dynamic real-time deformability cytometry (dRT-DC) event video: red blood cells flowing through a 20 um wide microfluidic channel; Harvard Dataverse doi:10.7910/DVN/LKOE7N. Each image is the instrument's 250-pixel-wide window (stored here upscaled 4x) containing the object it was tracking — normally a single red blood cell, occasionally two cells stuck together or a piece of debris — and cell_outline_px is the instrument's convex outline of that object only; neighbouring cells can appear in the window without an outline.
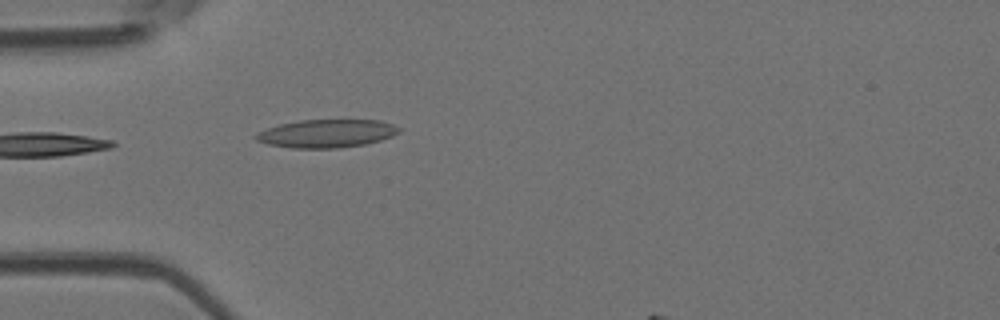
{"species": "Egyptian fruit bat (a non-hibernating species)", "species_latin": "Rousettus aegyptiacus", "temperature_condition": "room temperature", "stored_images_in_passage": 2, "camera_frame_rate_fps": 3000, "um_per_image_px": 0.085, "animal": {"sex": "female"}, "frame": {"image": 1, "passage_image": 2, "time_ms": 0.333, "image_size_px": [1000, 320], "cell_outline_px": [[400, 132], [392, 136], [380, 140], [364, 144], [336, 148], [292, 148], [268, 144], [256, 140], [252, 136], [256, 132], [280, 124], [300, 120], [380, 120], [392, 124], [400, 128]], "centroid_in_image_um": [27.74, 11.34], "position_along_channel_um": 57.3, "area_um2": 23.41}}